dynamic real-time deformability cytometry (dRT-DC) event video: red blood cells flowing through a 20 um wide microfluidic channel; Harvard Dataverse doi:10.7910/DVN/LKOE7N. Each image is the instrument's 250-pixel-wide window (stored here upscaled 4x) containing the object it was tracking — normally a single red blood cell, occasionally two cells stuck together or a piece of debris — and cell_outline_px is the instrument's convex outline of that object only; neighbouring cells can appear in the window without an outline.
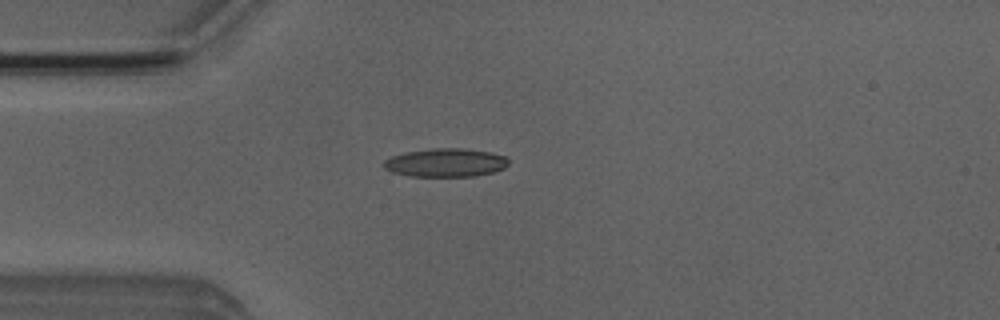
{"species": "Egyptian fruit bat (a non-hibernating species)", "species_latin": "Rousettus aegyptiacus", "temperature_condition": "room temperature", "stored_images_in_passage": 48, "camera_frame_rate_fps": 3000, "um_per_image_px": 0.085, "animal": {"sex": "male"}, "frame": {"image": 1, "passage_image": 10, "time_ms": 3.0, "image_size_px": [1000, 320], "cell_outline_px": [[508, 164], [504, 168], [492, 172], [476, 176], [408, 176], [392, 172], [384, 168], [384, 160], [392, 156], [404, 152], [432, 148], [464, 148], [492, 152], [504, 156], [508, 160]], "centroid_in_image_um": [37.87, 13.82], "position_along_channel_um": 47.1, "area_um2": 20.75}}
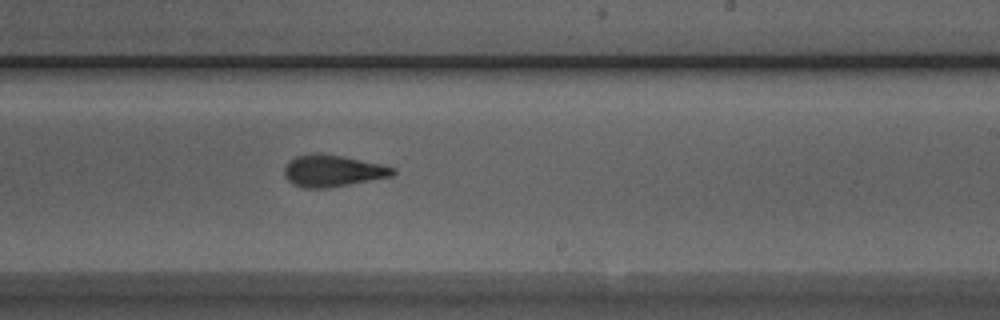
{"frame": {"image": 2, "passage_image": 27, "time_ms": 8.667, "image_size_px": [1000, 320], "cell_outline_px": [[396, 172], [392, 176], [348, 184], [324, 188], [304, 188], [292, 184], [284, 176], [284, 168], [288, 160], [296, 156], [320, 152], [344, 156], [384, 164], [396, 168]], "centroid_in_image_um": [28.27, 14.5], "position_along_channel_um": 260.7, "area_um2": 20.29}}
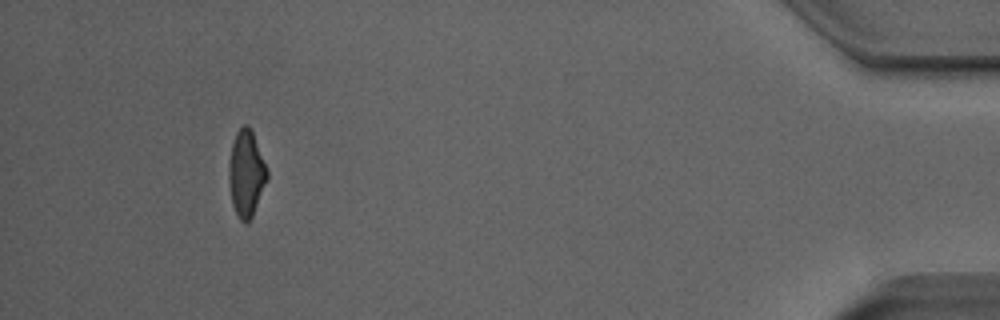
{"frame": {"image": 3, "passage_image": 44, "time_ms": 14.333, "image_size_px": [1000, 320], "cell_outline_px": [[268, 176], [252, 216], [244, 224], [240, 220], [232, 204], [228, 180], [228, 164], [232, 144], [236, 132], [244, 124], [248, 124], [252, 128], [268, 168]], "centroid_in_image_um": [20.93, 14.68], "position_along_channel_um": 414.3, "area_um2": 19.42}, "authors_computed_cell_mechanics": {"area_um2": 19.6809, "velocity_mm_per_s": 3.9888, "shape_relaxation_time_tau1_ms": 3.4093, "shape_relaxation_time_tau2_ms": 2.1858, "deformation_change_tau1": 0.1619, "deformation_change_tau2": 0.1166}}